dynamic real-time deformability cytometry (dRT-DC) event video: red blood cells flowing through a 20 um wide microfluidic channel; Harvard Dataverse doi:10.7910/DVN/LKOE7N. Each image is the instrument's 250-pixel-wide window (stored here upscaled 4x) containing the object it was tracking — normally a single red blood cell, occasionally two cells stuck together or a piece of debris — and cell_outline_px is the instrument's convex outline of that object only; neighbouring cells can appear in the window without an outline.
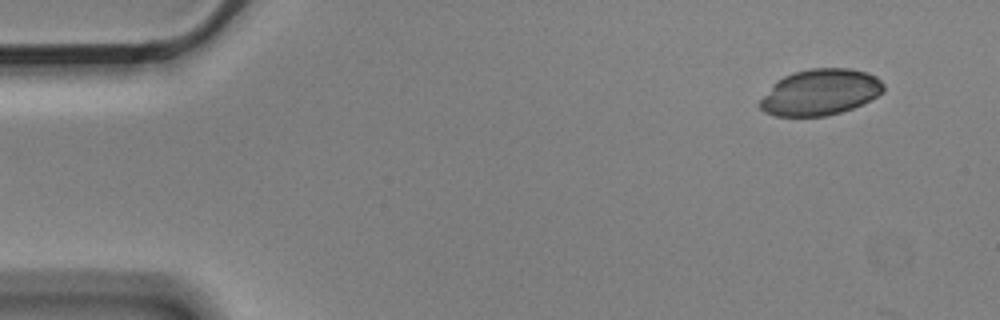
{"species": "Egyptian fruit bat (a non-hibernating species)", "species_latin": "Rousettus aegyptiacus", "temperature_condition": "cold", "stored_images_in_passage": 4, "segment_of_instrument_passage": [2, 2], "camera_frame_rate_fps": 3000, "um_per_image_px": 0.085, "animal": {"sex": "male"}, "frame": {"image": 1, "passage_image": 4, "time_ms": 1.0, "image_size_px": [1000, 320], "cell_outline_px": [[884, 92], [852, 108], [840, 112], [824, 116], [776, 116], [764, 112], [760, 108], [760, 100], [772, 84], [776, 80], [792, 72], [808, 68], [848, 68], [868, 72], [876, 76], [884, 84]], "centroid_in_image_um": [69.7, 7.82], "position_along_channel_um": 15.3, "area_um2": 33.23}}